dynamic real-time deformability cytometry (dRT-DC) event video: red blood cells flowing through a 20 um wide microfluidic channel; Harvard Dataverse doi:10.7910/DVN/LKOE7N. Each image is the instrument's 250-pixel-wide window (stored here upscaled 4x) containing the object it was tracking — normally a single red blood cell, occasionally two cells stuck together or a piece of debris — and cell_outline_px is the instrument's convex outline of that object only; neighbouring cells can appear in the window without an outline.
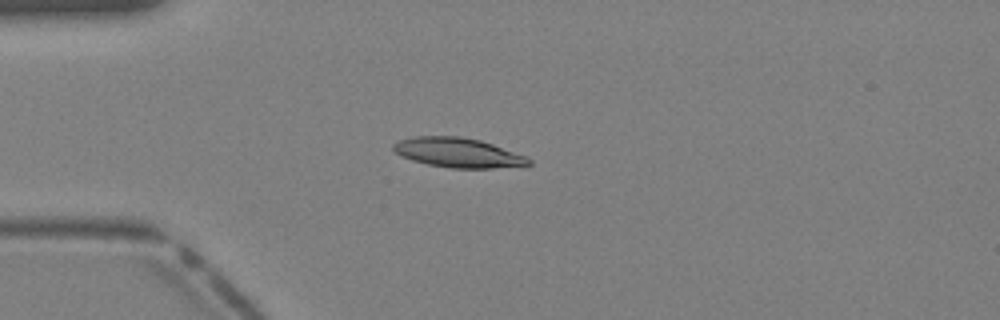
{"species": "Egyptian fruit bat (a non-hibernating species)", "species_latin": "Rousettus aegyptiacus", "temperature_condition": "warm", "stored_images_in_passage": 30, "camera_frame_rate_fps": 3000, "um_per_image_px": 0.085, "animal": {"sex": "female"}, "frame": {"image": 1, "passage_image": 1, "time_ms": 0.0, "image_size_px": [1000, 320], "cell_outline_px": [[532, 164], [528, 168], [452, 168], [428, 164], [412, 160], [396, 152], [392, 148], [392, 144], [400, 140], [416, 136], [460, 136], [480, 140], [528, 156], [532, 160]], "centroid_in_image_um": [39.07, 13.0], "position_along_channel_um": 45.9, "area_um2": 23.7}}
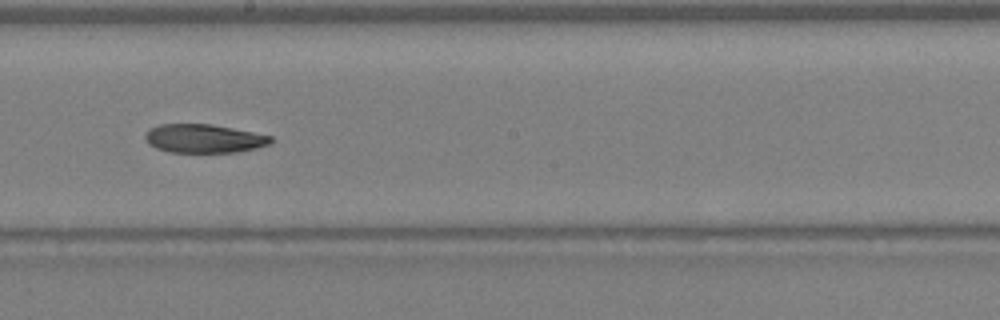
{"frame": {"image": 2, "passage_image": 13, "time_ms": 4.0, "image_size_px": [1000, 320], "cell_outline_px": [[272, 140], [268, 144], [256, 148], [236, 152], [172, 152], [156, 148], [148, 144], [144, 136], [148, 128], [160, 124], [212, 124], [272, 136]], "centroid_in_image_um": [17.29, 11.77], "position_along_channel_um": 230.9, "area_um2": 20.87}}
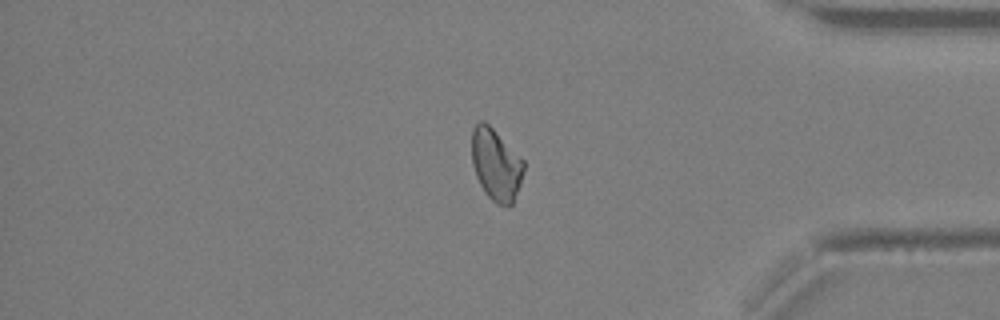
{"frame": {"image": 3, "passage_image": 24, "time_ms": 7.667, "image_size_px": [1000, 320], "cell_outline_px": [[524, 168], [520, 184], [512, 204], [504, 208], [496, 204], [484, 192], [476, 176], [472, 164], [472, 128], [480, 120], [484, 120], [524, 160]], "centroid_in_image_um": [42.15, 14.01], "position_along_channel_um": 393.1, "area_um2": 21.73}}